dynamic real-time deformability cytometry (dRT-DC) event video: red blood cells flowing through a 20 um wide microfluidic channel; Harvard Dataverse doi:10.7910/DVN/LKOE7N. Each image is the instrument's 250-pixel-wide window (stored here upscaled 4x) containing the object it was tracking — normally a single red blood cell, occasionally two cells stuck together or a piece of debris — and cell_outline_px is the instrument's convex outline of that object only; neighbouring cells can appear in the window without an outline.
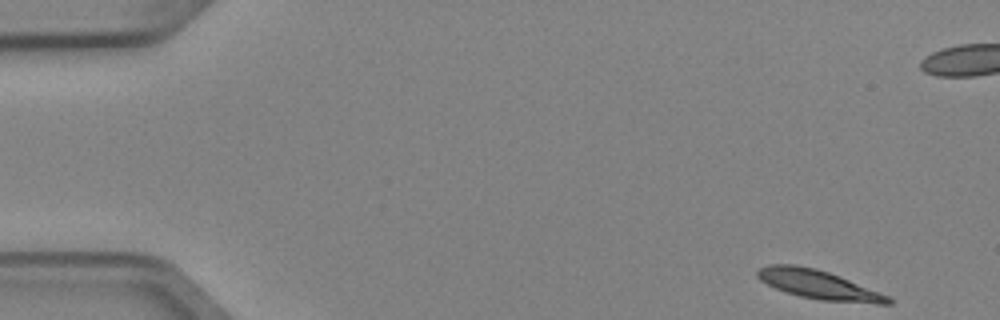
{"species": "Egyptian fruit bat (a non-hibernating species)", "species_latin": "Rousettus aegyptiacus", "temperature_condition": "cold", "stored_images_in_passage": 5, "camera_frame_rate_fps": 3000, "um_per_image_px": 0.085, "animal": {"sex": "female"}, "frame": {"image": 1, "passage_image": 1, "time_ms": 0.0, "image_size_px": [1000, 320], "cell_outline_px": [[892, 304], [876, 304], [820, 300], [800, 296], [776, 288], [760, 280], [756, 276], [756, 272], [760, 268], [768, 264], [796, 264], [816, 268], [840, 276], [880, 292], [888, 296], [892, 300]], "centroid_in_image_um": [69.58, 24.19], "position_along_channel_um": 15.4, "area_um2": 22.02}}